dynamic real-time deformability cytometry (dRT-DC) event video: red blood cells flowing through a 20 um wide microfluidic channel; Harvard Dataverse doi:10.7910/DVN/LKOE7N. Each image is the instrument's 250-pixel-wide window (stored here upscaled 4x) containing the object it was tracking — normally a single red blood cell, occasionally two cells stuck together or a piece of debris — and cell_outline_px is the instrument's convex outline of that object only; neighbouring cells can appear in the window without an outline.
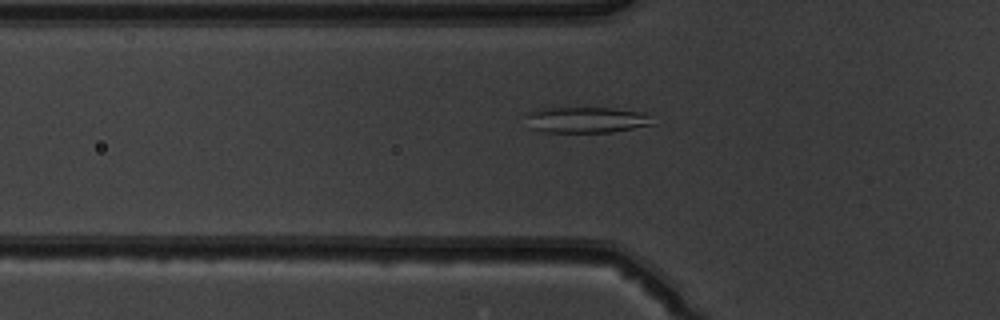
{"species": "common noctule bat (a hibernating species)", "species_latin": "Nyctalus noctula", "temperature_condition": "warm", "stored_images_in_passage": 51, "camera_frame_rate_fps": 3000, "um_per_image_px": 0.085, "animal": {"sex": "male", "body_mass_g": 19.5, "forearm_length_mm": 54.6}, "frame": {"image": 1, "passage_image": 18, "time_ms": 5.667, "image_size_px": [1000, 320], "cell_outline_px": [[656, 124], [612, 132], [544, 132], [528, 128], [524, 116], [540, 108], [612, 108], [644, 112]], "centroid_in_image_um": [49.8, 10.19], "position_along_channel_um": 76.0, "area_um2": 19.31}}
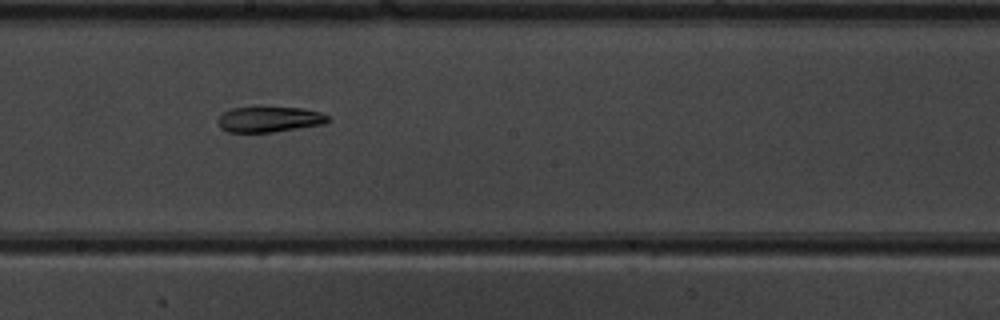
{"frame": {"image": 2, "passage_image": 29, "time_ms": 9.333, "image_size_px": [1000, 320], "cell_outline_px": [[332, 120], [324, 124], [272, 132], [228, 132], [220, 128], [216, 120], [224, 112], [232, 108], [260, 104], [300, 108], [320, 112], [332, 116]], "centroid_in_image_um": [22.9, 10.09], "position_along_channel_um": 225.3, "area_um2": 17.28}}
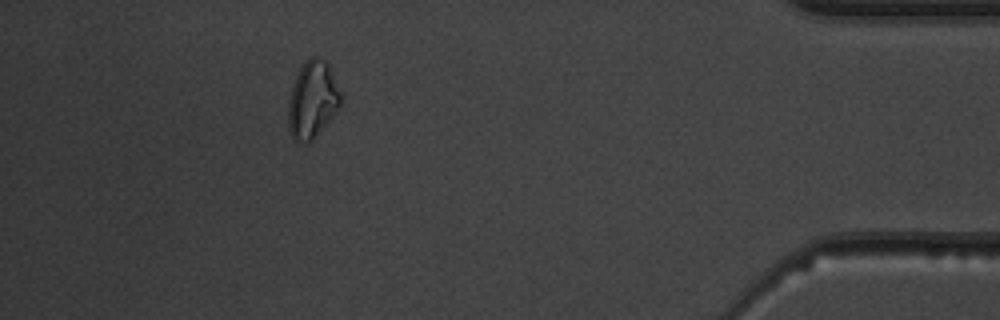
{"frame": {"image": 3, "passage_image": 46, "time_ms": 15.0, "image_size_px": [1000, 320], "cell_outline_px": [[340, 104], [332, 116], [312, 140], [308, 144], [304, 144], [292, 140], [288, 132], [288, 100], [292, 84], [296, 72], [304, 60], [312, 56], [316, 56], [324, 60], [328, 64], [340, 92]], "centroid_in_image_um": [26.49, 8.48], "position_along_channel_um": 408.7, "area_um2": 23.76}}